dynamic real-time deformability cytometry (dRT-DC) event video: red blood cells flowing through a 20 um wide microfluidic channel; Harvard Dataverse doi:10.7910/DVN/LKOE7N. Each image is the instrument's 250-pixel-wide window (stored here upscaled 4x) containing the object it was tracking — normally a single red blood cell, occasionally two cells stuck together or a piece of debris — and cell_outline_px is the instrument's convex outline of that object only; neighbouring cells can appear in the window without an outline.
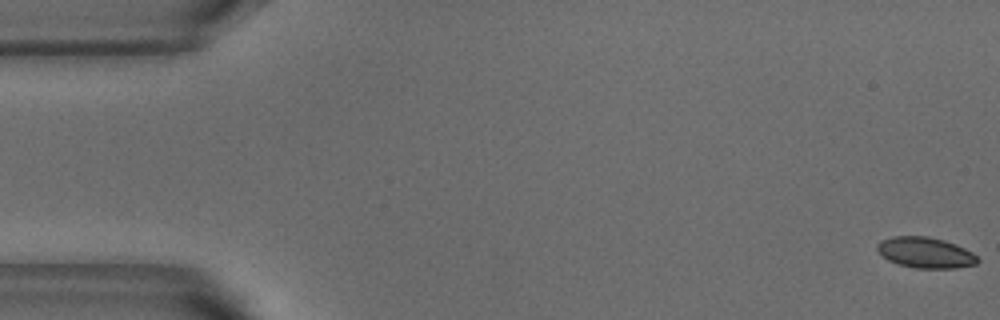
{"species": "common noctule bat (a hibernating species)", "species_latin": "Nyctalus noctula", "temperature_condition": "warm", "stored_images_in_passage": 8, "camera_frame_rate_fps": 3000, "um_per_image_px": 0.085, "animal": {"sex": "male", "body_mass_g": 18.8}, "frame": {"image": 1, "passage_image": 1, "time_ms": 0.0, "image_size_px": [1000, 320], "cell_outline_px": [[980, 260], [976, 264], [956, 268], [916, 268], [900, 264], [888, 260], [876, 248], [876, 244], [880, 240], [892, 236], [928, 236], [944, 240], [956, 244], [972, 252]], "centroid_in_image_um": [78.67, 21.46], "position_along_channel_um": 6.3, "area_um2": 17.98}}